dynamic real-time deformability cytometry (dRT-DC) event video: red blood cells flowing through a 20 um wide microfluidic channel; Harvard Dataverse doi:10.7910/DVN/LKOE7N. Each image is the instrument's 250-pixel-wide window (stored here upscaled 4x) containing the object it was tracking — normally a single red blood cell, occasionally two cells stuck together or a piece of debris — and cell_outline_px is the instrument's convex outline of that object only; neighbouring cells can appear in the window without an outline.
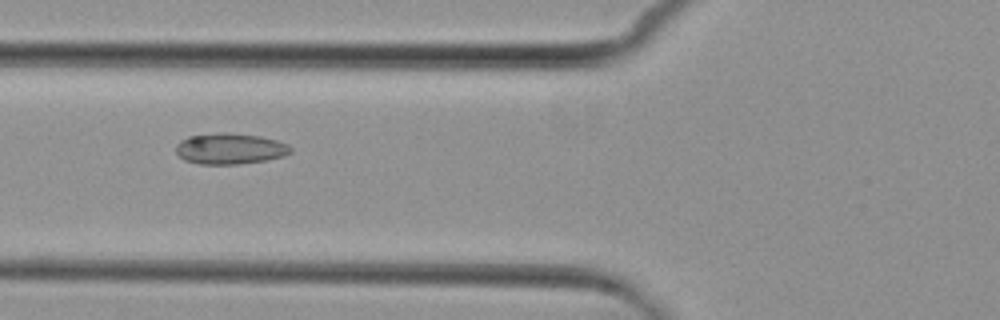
{"species": "common noctule bat (a hibernating species)", "species_latin": "Nyctalus noctula", "temperature_condition": "cold", "stored_images_in_passage": 3, "camera_frame_rate_fps": 3000, "um_per_image_px": 0.085, "animal": {"sex": "female", "body_mass_g": 29.2, "forearm_length_mm": 56.3}, "frame": {"image": 1, "passage_image": 2, "time_ms": 1.333, "image_size_px": [1000, 320], "cell_outline_px": [[292, 152], [284, 156], [268, 160], [236, 164], [200, 164], [184, 160], [176, 152], [176, 144], [180, 140], [188, 136], [224, 132], [228, 132], [260, 136], [276, 140], [288, 144], [292, 148]], "centroid_in_image_um": [19.56, 12.63], "position_along_channel_um": 106.2, "area_um2": 20.81}}
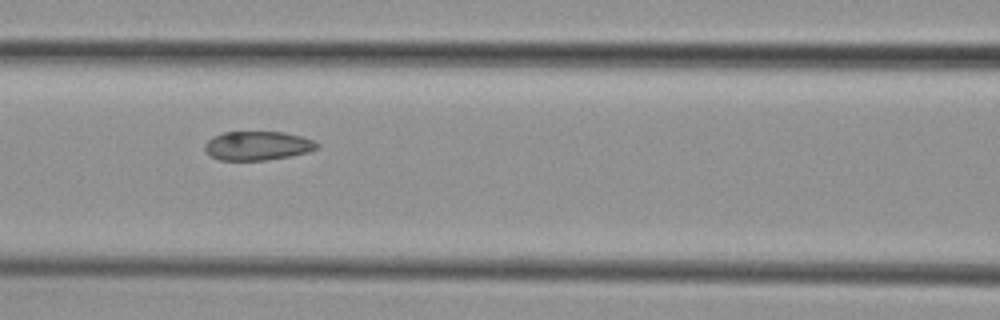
{"frame": {"image": 2, "passage_image": 3, "time_ms": 2.333, "image_size_px": [1000, 320], "cell_outline_px": [[320, 144], [316, 148], [308, 152], [288, 156], [264, 160], [220, 160], [212, 156], [204, 148], [204, 144], [212, 136], [224, 132], [284, 132], [300, 136], [312, 140]], "centroid_in_image_um": [21.87, 12.38], "position_along_channel_um": 144.7, "area_um2": 18.73}}